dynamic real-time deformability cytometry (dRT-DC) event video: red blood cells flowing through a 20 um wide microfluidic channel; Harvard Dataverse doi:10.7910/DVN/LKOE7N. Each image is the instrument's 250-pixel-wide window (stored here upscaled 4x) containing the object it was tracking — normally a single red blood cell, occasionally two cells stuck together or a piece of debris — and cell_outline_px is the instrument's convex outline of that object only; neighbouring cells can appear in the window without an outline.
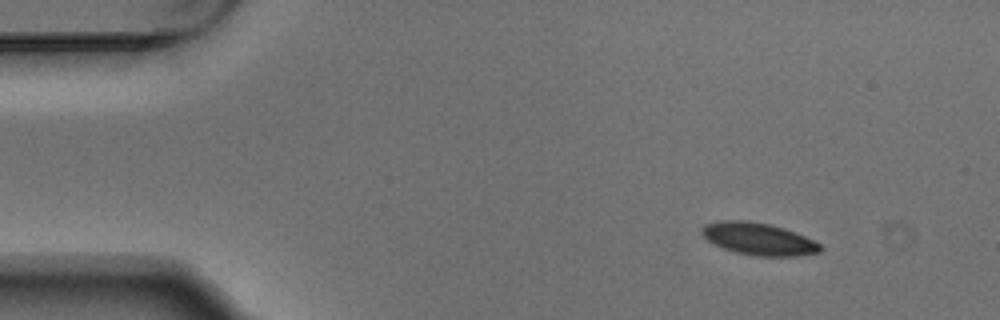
{"species": "Egyptian fruit bat (a non-hibernating species)", "species_latin": "Rousettus aegyptiacus", "temperature_condition": "warm", "stored_images_in_passage": 4, "camera_frame_rate_fps": 3000, "um_per_image_px": 0.085, "animal": {"sex": "male"}, "frame": {"image": 1, "passage_image": 1, "time_ms": 0.0, "image_size_px": [1000, 320], "cell_outline_px": [[820, 252], [800, 256], [756, 256], [736, 252], [724, 248], [708, 240], [700, 232], [700, 228], [704, 224], [720, 220], [748, 220], [768, 224], [784, 228], [804, 236], [820, 244]], "centroid_in_image_um": [64.45, 20.3], "position_along_channel_um": 20.6, "area_um2": 22.14}}